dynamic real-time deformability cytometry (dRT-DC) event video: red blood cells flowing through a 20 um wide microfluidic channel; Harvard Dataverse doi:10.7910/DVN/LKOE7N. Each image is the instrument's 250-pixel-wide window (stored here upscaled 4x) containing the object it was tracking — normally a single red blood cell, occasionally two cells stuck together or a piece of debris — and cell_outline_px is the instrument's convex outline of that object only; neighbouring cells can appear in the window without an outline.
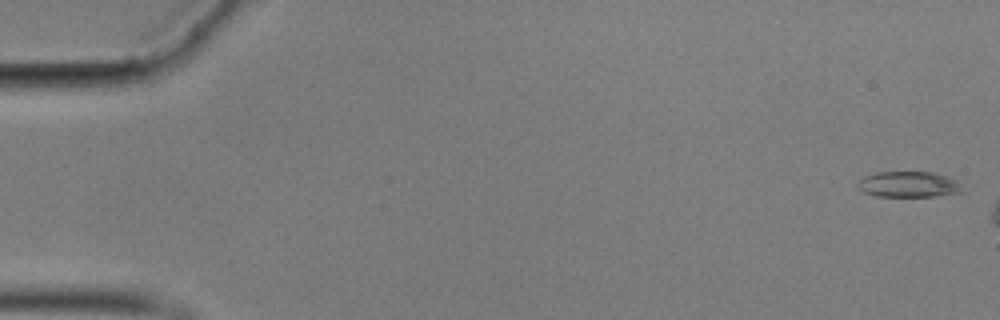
{"species": "common noctule bat (a hibernating species)", "species_latin": "Nyctalus noctula", "temperature_condition": "cold", "stored_images_in_passage": 8, "camera_frame_rate_fps": 3000, "um_per_image_px": 0.085, "animal": {"sex": "male", "body_mass_g": 17.9}, "frame": {"image": 1, "passage_image": 1, "time_ms": 0.0, "image_size_px": [1000, 320], "cell_outline_px": [[968, 192], [936, 196], [876, 196], [864, 192], [856, 188], [856, 184], [864, 176], [876, 172], [932, 172], [956, 180]], "centroid_in_image_um": [77.25, 15.68], "position_along_channel_um": 7.7, "area_um2": 15.9}}